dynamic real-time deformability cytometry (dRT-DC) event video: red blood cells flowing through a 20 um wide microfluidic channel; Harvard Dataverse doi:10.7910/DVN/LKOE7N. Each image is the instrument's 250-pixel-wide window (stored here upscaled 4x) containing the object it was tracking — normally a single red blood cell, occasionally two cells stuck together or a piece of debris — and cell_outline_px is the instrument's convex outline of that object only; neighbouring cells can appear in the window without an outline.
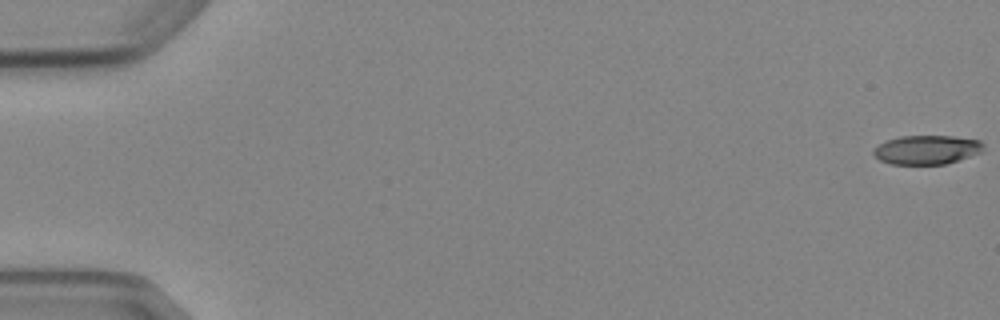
{"species": "Egyptian fruit bat (a non-hibernating species)", "species_latin": "Rousettus aegyptiacus", "temperature_condition": "cold", "stored_images_in_passage": 6, "camera_frame_rate_fps": 3000, "um_per_image_px": 0.085, "animal": {"sex": "female"}, "frame": {"image": 1, "passage_image": 1, "time_ms": 0.0, "image_size_px": [1000, 320], "cell_outline_px": [[984, 144], [980, 152], [944, 164], [892, 164], [880, 160], [872, 152], [880, 144], [888, 140], [900, 136], [952, 136], [980, 140]], "centroid_in_image_um": [78.77, 12.72], "position_along_channel_um": 6.2, "area_um2": 18.21}}
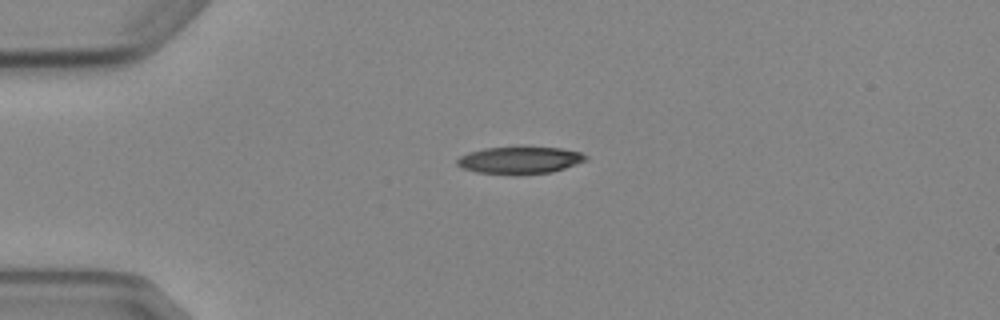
{"frame": {"image": 2, "passage_image": 4, "time_ms": 4.333, "image_size_px": [1000, 320], "cell_outline_px": [[588, 160], [552, 172], [516, 176], [512, 176], [476, 172], [464, 168], [456, 164], [456, 160], [460, 156], [468, 152], [484, 148], [560, 148], [580, 152], [588, 156]], "centroid_in_image_um": [44.17, 13.65], "position_along_channel_um": 40.8, "area_um2": 20.46}}
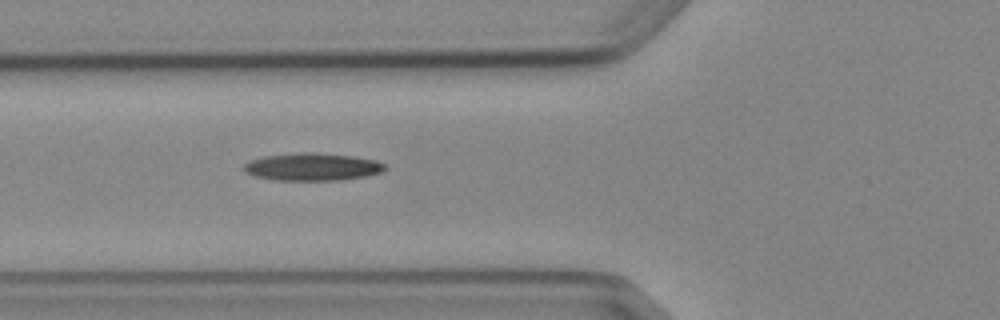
{"frame": {"image": 3, "passage_image": 6, "time_ms": 6.667, "image_size_px": [1000, 320], "cell_outline_px": [[388, 168], [380, 172], [364, 176], [340, 180], [276, 180], [256, 176], [244, 172], [240, 168], [244, 164], [252, 160], [264, 156], [304, 152], [316, 152], [352, 156], [376, 160], [384, 164]], "centroid_in_image_um": [26.53, 14.18], "position_along_channel_um": 99.3, "area_um2": 22.6}}